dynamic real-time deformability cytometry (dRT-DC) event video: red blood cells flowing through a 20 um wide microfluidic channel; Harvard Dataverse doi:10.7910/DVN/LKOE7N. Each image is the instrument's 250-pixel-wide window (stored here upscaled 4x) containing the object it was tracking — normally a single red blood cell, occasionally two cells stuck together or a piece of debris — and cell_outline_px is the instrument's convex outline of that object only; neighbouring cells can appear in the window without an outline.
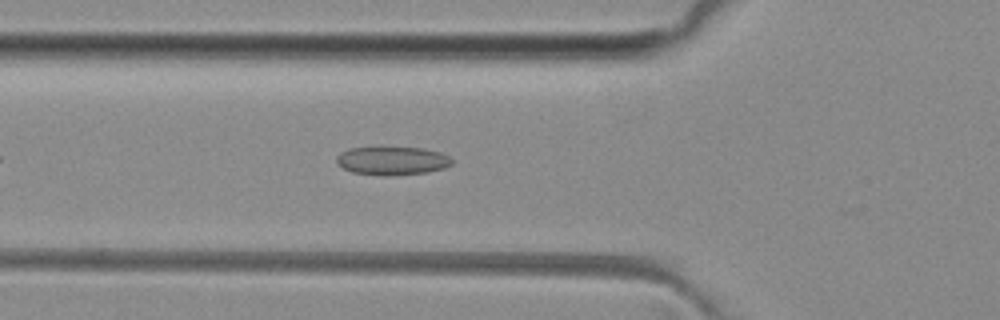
{"species": "common noctule bat (a hibernating species)", "species_latin": "Nyctalus noctula", "temperature_condition": "room temperature", "stored_images_in_passage": 41, "camera_frame_rate_fps": 3000, "um_per_image_px": 0.085, "animal": {"sex": "female", "body_mass_g": 29.2, "forearm_length_mm": 56.3}, "frame": {"image": 1, "passage_image": 7, "time_ms": 2.0, "image_size_px": [1000, 320], "cell_outline_px": [[452, 164], [444, 168], [428, 172], [392, 176], [384, 176], [352, 172], [336, 164], [336, 156], [340, 152], [348, 148], [424, 148], [440, 152], [448, 156], [452, 160]], "centroid_in_image_um": [33.32, 13.67], "position_along_channel_um": 92.5, "area_um2": 19.13}}
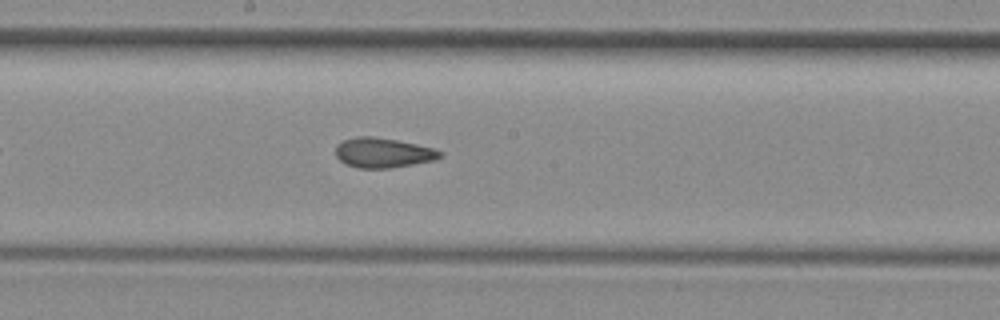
{"frame": {"image": 2, "passage_image": 16, "time_ms": 5.0, "image_size_px": [1000, 320], "cell_outline_px": [[444, 156], [436, 160], [392, 168], [360, 168], [344, 164], [336, 156], [336, 144], [344, 140], [356, 136], [372, 136], [396, 140], [416, 144], [432, 148], [444, 152]], "centroid_in_image_um": [32.57, 12.99], "position_along_channel_um": 215.6, "area_um2": 18.32}}
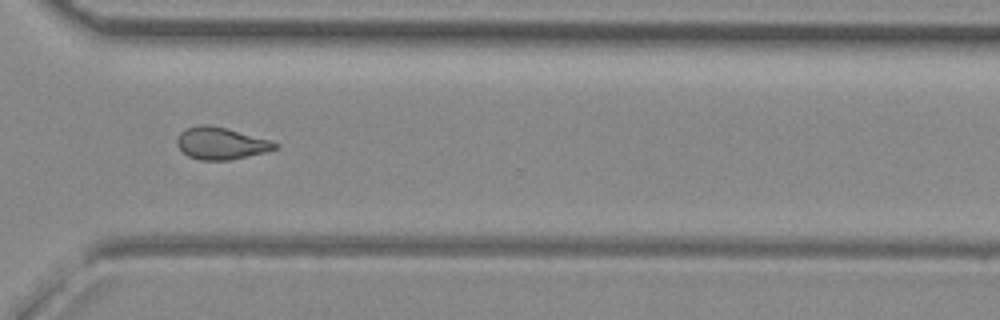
{"frame": {"image": 3, "passage_image": 26, "time_ms": 8.333, "image_size_px": [1000, 320], "cell_outline_px": [[280, 148], [264, 152], [228, 160], [200, 160], [188, 156], [176, 144], [176, 140], [180, 132], [184, 128], [200, 124], [208, 124], [272, 140], [280, 144]], "centroid_in_image_um": [18.78, 12.17], "position_along_channel_um": 351.8, "area_um2": 18.32}, "authors_computed_cell_mechanics": {"area_um2": 18.2648, "velocity_mm_per_s": 4.0867, "shape_relaxation_time_tau1_ms": null, "shape_relaxation_time_tau2_ms": 2.4225, "deformation_change_tau1": null, "deformation_change_tau2": 0.0924}}